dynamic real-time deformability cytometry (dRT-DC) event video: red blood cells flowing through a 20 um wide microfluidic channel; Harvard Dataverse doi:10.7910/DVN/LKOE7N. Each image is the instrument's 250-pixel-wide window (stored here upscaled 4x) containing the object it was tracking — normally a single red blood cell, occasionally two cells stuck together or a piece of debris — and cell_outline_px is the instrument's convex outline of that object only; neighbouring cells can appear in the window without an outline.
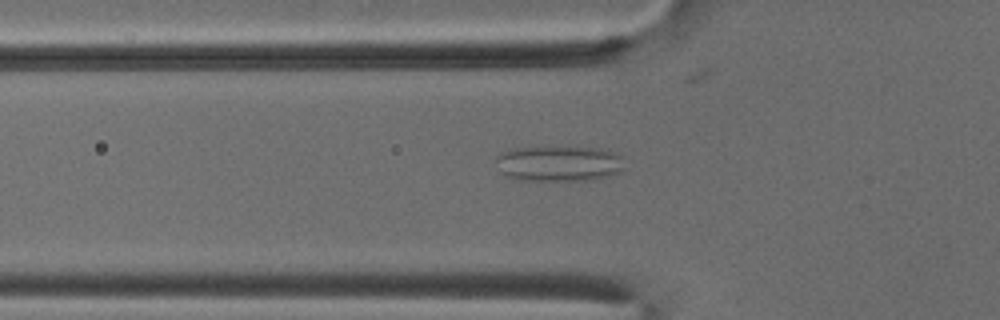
{"species": "common noctule bat (a hibernating species)", "species_latin": "Nyctalus noctula", "temperature_condition": "cold", "stored_images_in_passage": 41, "camera_frame_rate_fps": 3000, "um_per_image_px": 0.085, "animal": {"sex": "male", "body_mass_g": 18.8}, "frame": {"image": 1, "passage_image": 7, "time_ms": 2.0, "image_size_px": [1000, 320], "cell_outline_px": [[624, 172], [592, 180], [520, 180], [504, 176], [500, 172], [496, 160], [496, 156], [500, 152], [516, 148], [600, 148], [612, 152], [620, 156]], "centroid_in_image_um": [47.49, 13.92], "position_along_channel_um": 78.3, "area_um2": 26.47}}
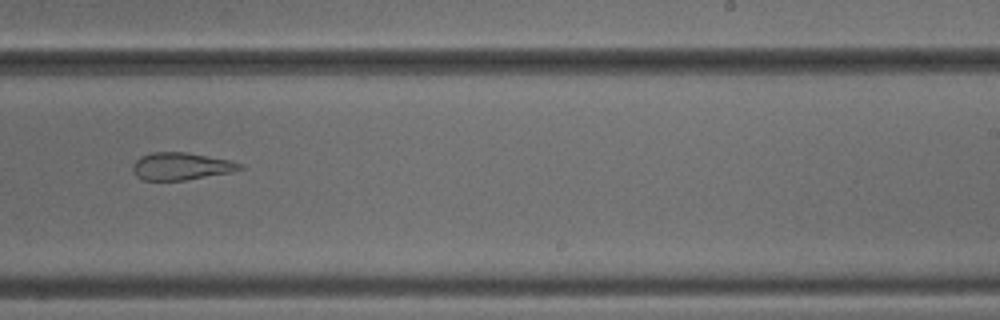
{"frame": {"image": 2, "passage_image": 22, "time_ms": 7.0, "image_size_px": [1000, 320], "cell_outline_px": [[244, 168], [232, 172], [184, 180], [144, 180], [136, 176], [132, 168], [132, 164], [140, 156], [152, 152], [184, 152], [232, 160], [244, 164]], "centroid_in_image_um": [15.41, 14.12], "position_along_channel_um": 273.6, "area_um2": 17.17}}
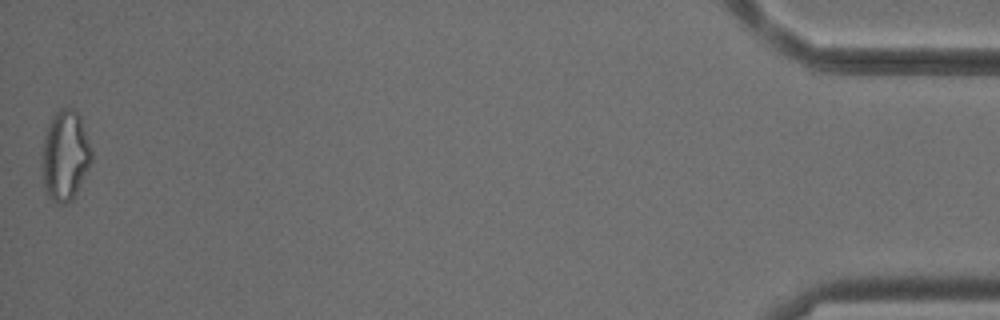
{"frame": {"image": 3, "passage_image": 41, "time_ms": 13.333, "image_size_px": [1000, 320], "cell_outline_px": [[92, 160], [72, 200], [64, 204], [60, 204], [52, 200], [44, 192], [44, 136], [52, 116], [60, 108], [72, 108], [80, 112], [92, 148]], "centroid_in_image_um": [5.58, 13.18], "position_along_channel_um": 429.6, "area_um2": 25.84}, "authors_computed_cell_mechanics": {"area_um2": 20.6346, "velocity_mm_per_s": 3.8846, "shape_relaxation_time_tau1_ms": null, "shape_relaxation_time_tau2_ms": 2.1049, "deformation_change_tau1": null, "deformation_change_tau2": 0.1169}}